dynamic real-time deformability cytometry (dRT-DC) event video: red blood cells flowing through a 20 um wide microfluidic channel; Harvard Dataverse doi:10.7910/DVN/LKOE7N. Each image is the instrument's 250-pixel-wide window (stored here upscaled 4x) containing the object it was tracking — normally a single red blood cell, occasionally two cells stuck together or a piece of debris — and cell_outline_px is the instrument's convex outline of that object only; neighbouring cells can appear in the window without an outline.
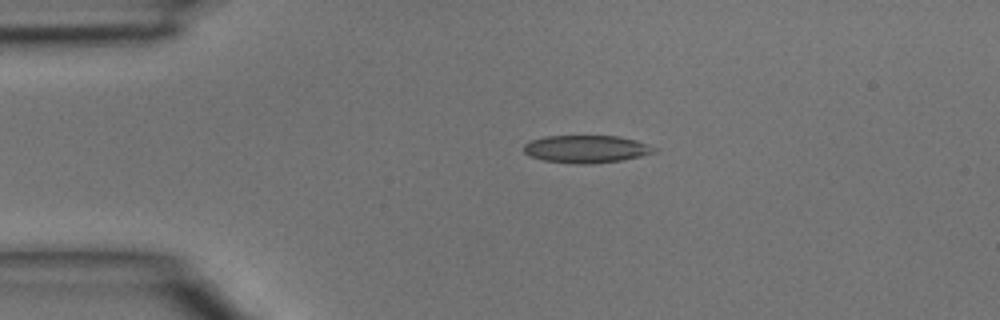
{"species": "common noctule bat (a hibernating species)", "species_latin": "Nyctalus noctula", "temperature_condition": "room temperature", "stored_images_in_passage": 3, "camera_frame_rate_fps": 3000, "um_per_image_px": 0.085, "animal": {"sex": "male", "body_mass_g": 15.6}, "frame": {"image": 1, "passage_image": 3, "time_ms": 0.667, "image_size_px": [1000, 320], "cell_outline_px": [[660, 148], [656, 152], [640, 156], [620, 160], [584, 164], [580, 164], [544, 160], [532, 156], [524, 152], [524, 144], [528, 140], [544, 136], [620, 136], [636, 140]], "centroid_in_image_um": [49.86, 12.65], "position_along_channel_um": 35.1, "area_um2": 20.92}}